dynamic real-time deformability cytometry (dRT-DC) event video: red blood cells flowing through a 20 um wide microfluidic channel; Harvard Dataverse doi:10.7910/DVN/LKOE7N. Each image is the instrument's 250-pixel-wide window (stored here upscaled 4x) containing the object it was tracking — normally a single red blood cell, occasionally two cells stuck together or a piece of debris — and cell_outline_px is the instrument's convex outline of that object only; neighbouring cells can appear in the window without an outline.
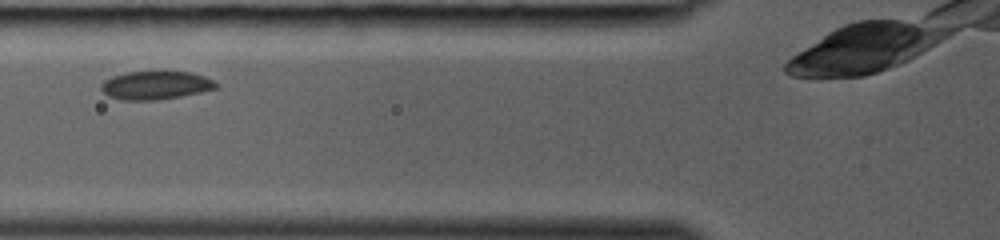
{"species": "common noctule bat (a hibernating species)", "species_latin": "Nyctalus noctula", "temperature_condition": "room temperature", "stored_images_in_passage": 14, "camera_frame_rate_fps": 3000, "um_per_image_px": 0.085, "animal": {"sex": "female", "body_mass_g": 19.0, "forearm_length_mm": 53.3}, "frame": {"image": 1, "passage_image": 5, "time_ms": 1.333, "image_size_px": [1000, 240], "cell_outline_px": [[220, 84], [216, 88], [200, 92], [180, 96], [156, 100], [120, 100], [108, 96], [100, 88], [100, 84], [104, 80], [112, 76], [128, 72], [160, 68], [192, 72], [204, 76]], "centroid_in_image_um": [13.22, 7.19], "position_along_channel_um": 112.6, "area_um2": 19.83}}
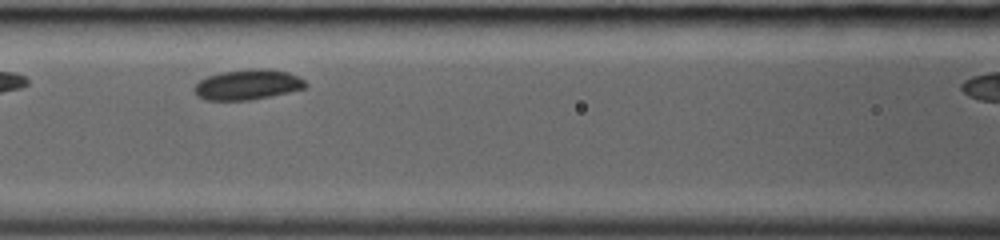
{"frame": {"image": 2, "passage_image": 7, "time_ms": 2.0, "image_size_px": [1000, 240], "cell_outline_px": [[308, 84], [304, 88], [288, 92], [252, 100], [204, 100], [196, 96], [192, 88], [200, 80], [208, 76], [220, 72], [260, 68], [264, 68], [288, 72], [300, 76]], "centroid_in_image_um": [21.03, 7.2], "position_along_channel_um": 145.6, "area_um2": 19.71}}